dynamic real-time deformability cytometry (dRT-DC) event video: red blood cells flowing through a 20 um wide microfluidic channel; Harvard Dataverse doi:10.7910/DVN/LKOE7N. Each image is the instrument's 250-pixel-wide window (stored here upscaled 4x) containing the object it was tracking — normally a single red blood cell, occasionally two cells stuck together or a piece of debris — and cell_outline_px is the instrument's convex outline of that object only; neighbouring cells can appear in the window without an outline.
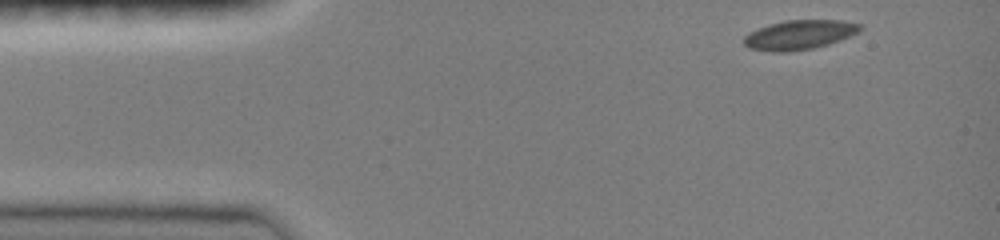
{"species": "common noctule bat (a hibernating species)", "species_latin": "Nyctalus noctula", "temperature_condition": "room temperature", "stored_images_in_passage": 40, "camera_frame_rate_fps": 3000, "um_per_image_px": 0.085, "animal": {"sex": "female", "body_mass_g": 19.0, "forearm_length_mm": 51.5}, "frame": {"image": 1, "passage_image": 1, "time_ms": 0.0, "image_size_px": [1000, 240], "cell_outline_px": [[864, 28], [860, 32], [840, 40], [828, 44], [812, 48], [788, 52], [772, 52], [748, 48], [744, 44], [744, 36], [768, 24], [784, 20], [840, 20], [860, 24]], "centroid_in_image_um": [67.97, 2.96], "position_along_channel_um": 17.0, "area_um2": 19.94}}
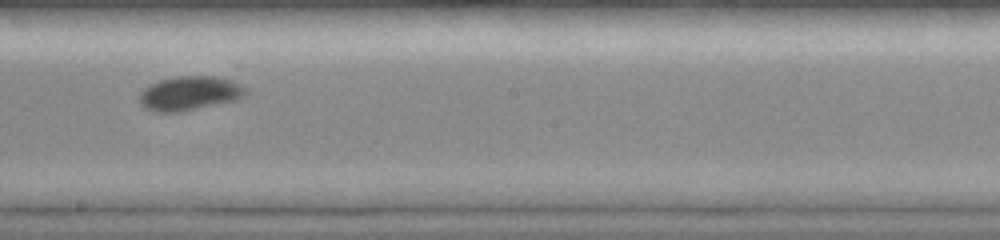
{"frame": {"image": 2, "passage_image": 23, "time_ms": 7.333, "image_size_px": [1000, 240], "cell_outline_px": [[248, 92], [244, 96], [236, 100], [180, 112], [156, 112], [144, 108], [140, 104], [140, 92], [148, 84], [160, 80], [176, 76], [216, 76], [228, 80], [244, 88]], "centroid_in_image_um": [16.06, 7.94], "position_along_channel_um": 232.1, "area_um2": 21.04}}
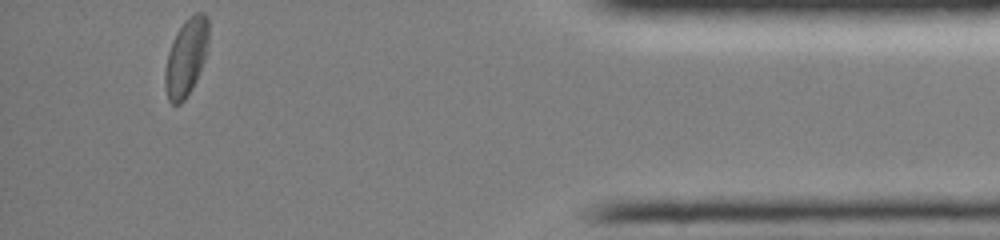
{"frame": {"image": 3, "passage_image": 40, "time_ms": 13.0, "image_size_px": [1000, 240], "cell_outline_px": [[208, 48], [204, 60], [196, 80], [192, 88], [184, 100], [180, 104], [172, 104], [168, 100], [164, 88], [164, 72], [168, 52], [172, 40], [176, 32], [184, 20], [188, 16], [196, 12], [204, 12], [208, 16]], "centroid_in_image_um": [15.81, 4.85], "position_along_channel_um": 419.4, "area_um2": 20.0}, "authors_computed_cell_mechanics": {"area_um2": 20.1433, "velocity_mm_per_s": 4.0283, "shape_relaxation_time_tau1_ms": 2.9273, "shape_relaxation_time_tau2_ms": null, "deformation_change_tau1": 0.0788, "deformation_change_tau2": null}}